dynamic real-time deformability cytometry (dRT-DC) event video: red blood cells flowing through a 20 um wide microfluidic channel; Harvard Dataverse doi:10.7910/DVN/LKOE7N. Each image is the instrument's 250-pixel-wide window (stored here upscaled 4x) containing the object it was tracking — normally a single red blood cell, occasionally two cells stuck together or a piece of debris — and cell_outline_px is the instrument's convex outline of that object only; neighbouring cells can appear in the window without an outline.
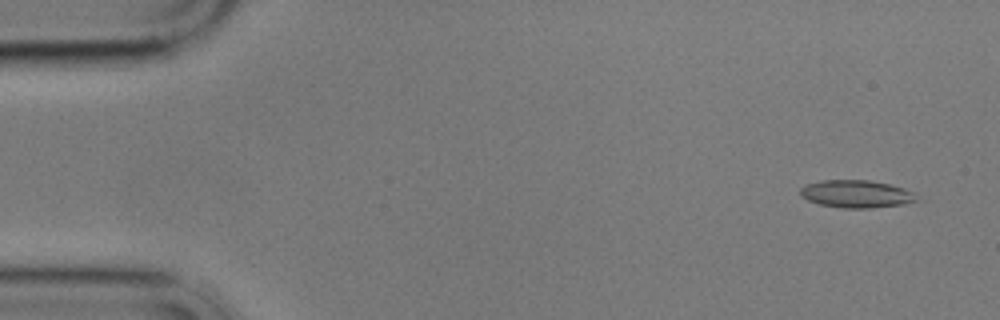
{"species": "common noctule bat (a hibernating species)", "species_latin": "Nyctalus noctula", "temperature_condition": "cold", "stored_images_in_passage": 30, "camera_frame_rate_fps": 3000, "um_per_image_px": 0.085, "animal": {"sex": "male", "body_mass_g": 17.9}, "frame": {"image": 1, "passage_image": 3, "time_ms": 0.667, "image_size_px": [1000, 320], "cell_outline_px": [[920, 200], [904, 204], [872, 208], [840, 208], [820, 204], [808, 200], [800, 196], [800, 188], [804, 184], [820, 180], [868, 180], [888, 184], [904, 188], [916, 192]], "centroid_in_image_um": [72.8, 16.48], "position_along_channel_um": 12.2, "area_um2": 19.02}}
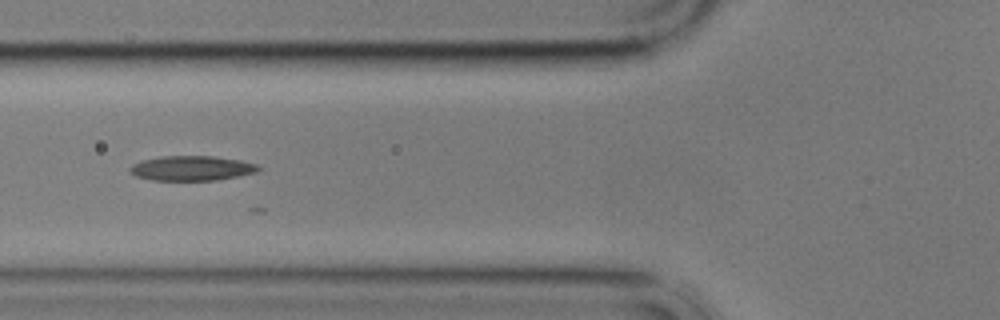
{"frame": {"image": 2, "passage_image": 21, "time_ms": 6.667, "image_size_px": [1000, 320], "cell_outline_px": [[260, 168], [256, 172], [240, 176], [216, 180], [152, 180], [136, 176], [128, 172], [128, 168], [132, 164], [140, 160], [160, 156], [212, 156], [240, 160], [256, 164]], "centroid_in_image_um": [16.24, 14.29], "position_along_channel_um": 109.6, "area_um2": 18.67}}
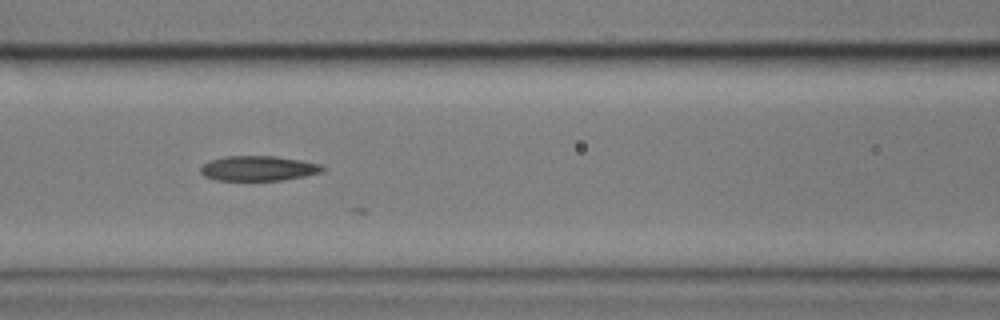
{"frame": {"image": 3, "passage_image": 24, "time_ms": 7.667, "image_size_px": [1000, 320], "cell_outline_px": [[324, 168], [320, 172], [304, 176], [280, 180], [216, 180], [204, 176], [200, 172], [200, 168], [208, 160], [224, 156], [276, 156], [300, 160], [320, 164]], "centroid_in_image_um": [21.9, 14.3], "position_along_channel_um": 144.7, "area_um2": 17.63}}